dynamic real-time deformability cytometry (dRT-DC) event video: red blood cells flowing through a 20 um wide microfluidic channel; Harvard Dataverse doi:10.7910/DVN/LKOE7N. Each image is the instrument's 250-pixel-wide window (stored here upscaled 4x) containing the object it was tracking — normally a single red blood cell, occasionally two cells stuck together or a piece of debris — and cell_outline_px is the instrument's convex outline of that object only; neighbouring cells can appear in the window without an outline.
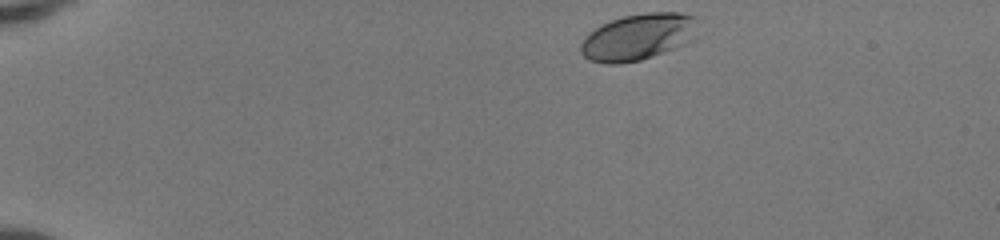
{"species": "human", "species_latin": "Homo sapiens", "temperature_condition": "room temperature", "stored_images_in_passage": 42, "camera_frame_rate_fps": 3000, "um_per_image_px": 0.085, "donor": {"sex": "female"}, "frame": {"image": 1, "passage_image": 1, "time_ms": 0.0, "image_size_px": [1000, 240], "cell_outline_px": [[696, 40], [676, 48], [640, 60], [620, 64], [604, 64], [588, 60], [580, 52], [580, 44], [584, 36], [596, 28], [612, 20], [624, 16], [648, 12], [680, 12], [696, 16]], "centroid_in_image_um": [54.27, 3.15], "position_along_channel_um": 30.7, "area_um2": 32.08}}
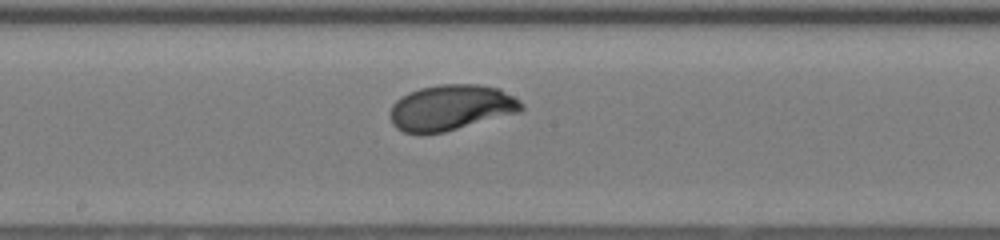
{"frame": {"image": 2, "passage_image": 21, "time_ms": 6.667, "image_size_px": [1000, 240], "cell_outline_px": [[524, 108], [520, 112], [444, 132], [420, 136], [404, 132], [396, 128], [392, 124], [388, 112], [392, 104], [396, 100], [408, 92], [420, 88], [440, 84], [480, 84], [500, 88], [520, 100], [524, 104]], "centroid_in_image_um": [38.31, 9.16], "position_along_channel_um": 209.9, "area_um2": 35.6}}
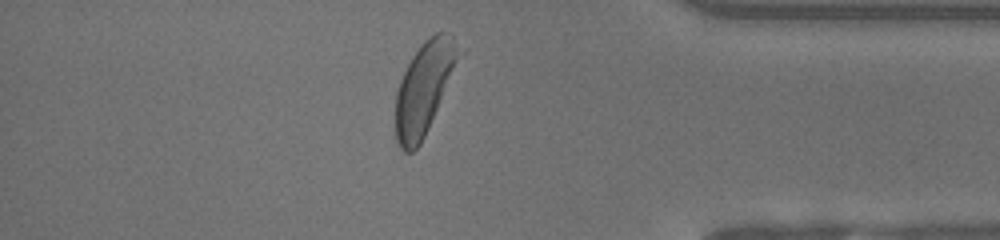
{"frame": {"image": 3, "passage_image": 36, "time_ms": 11.667, "image_size_px": [1000, 240], "cell_outline_px": [[468, 48], [420, 144], [412, 152], [404, 152], [400, 148], [396, 140], [396, 92], [400, 80], [412, 56], [424, 40], [436, 32], [448, 32]], "centroid_in_image_um": [36.16, 7.37], "position_along_channel_um": 399.0, "area_um2": 34.91}, "authors_computed_cell_mechanics": {"area_um2": 34.0442, "velocity_mm_per_s": 4.1393, "shape_relaxation_time_tau1_ms": 2.0798, "shape_relaxation_time_tau2_ms": null, "deformation_change_tau1": 0.1527, "deformation_change_tau2": null}}